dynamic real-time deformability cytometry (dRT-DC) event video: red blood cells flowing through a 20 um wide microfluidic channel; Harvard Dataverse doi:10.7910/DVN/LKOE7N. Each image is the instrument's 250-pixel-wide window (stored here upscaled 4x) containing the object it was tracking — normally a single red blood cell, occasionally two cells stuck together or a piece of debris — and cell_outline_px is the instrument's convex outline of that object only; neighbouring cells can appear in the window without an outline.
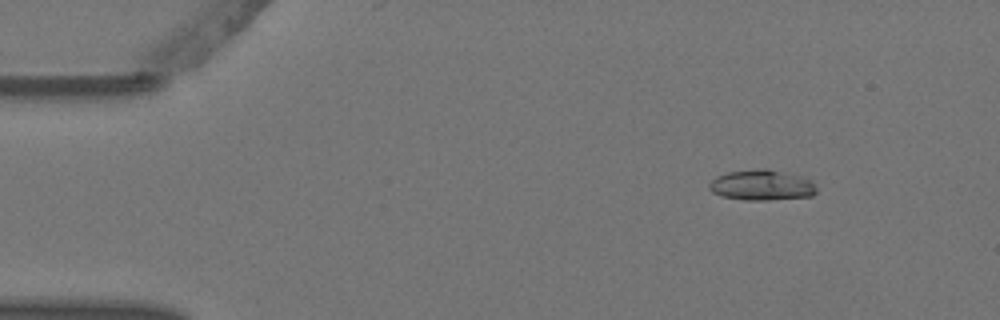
{"species": "Egyptian fruit bat (a non-hibernating species)", "species_latin": "Rousettus aegyptiacus", "temperature_condition": "warm", "stored_images_in_passage": 7, "camera_frame_rate_fps": 3000, "um_per_image_px": 0.085, "animal": {"sex": "female"}, "frame": {"image": 1, "passage_image": 1, "time_ms": 0.0, "image_size_px": [1000, 320], "cell_outline_px": [[816, 192], [812, 196], [768, 200], [744, 200], [720, 196], [712, 192], [708, 188], [708, 184], [716, 176], [728, 172], [760, 168], [768, 168], [800, 176], [812, 180], [816, 188]], "centroid_in_image_um": [64.73, 15.73], "position_along_channel_um": 20.3, "area_um2": 19.25}}
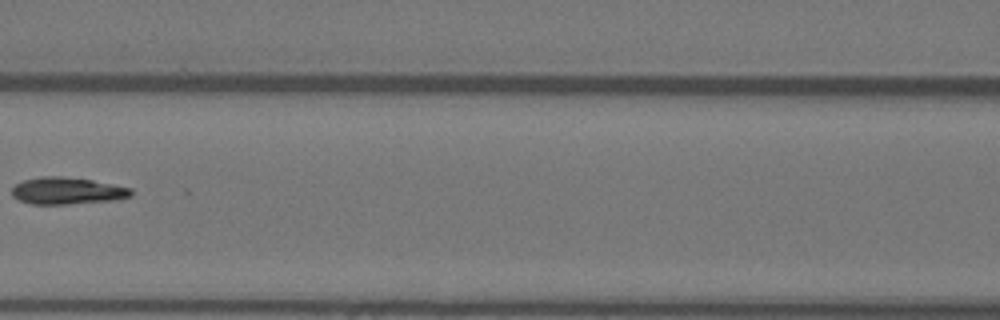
{"frame": {"image": 2, "passage_image": 6, "time_ms": 1.667, "image_size_px": [1000, 320], "cell_outline_px": [[132, 196], [112, 200], [68, 204], [32, 204], [20, 200], [12, 196], [12, 188], [16, 184], [24, 180], [40, 176], [60, 176], [92, 180], [132, 188]], "centroid_in_image_um": [5.7, 16.21], "position_along_channel_um": 160.9, "area_um2": 18.61}}
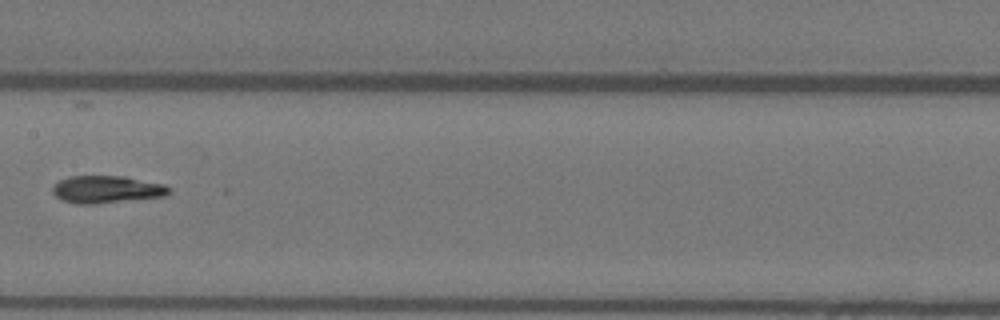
{"frame": {"image": 3, "passage_image": 7, "time_ms": 2.0, "image_size_px": [1000, 320], "cell_outline_px": [[168, 192], [164, 196], [96, 204], [76, 204], [64, 200], [56, 196], [52, 192], [52, 188], [60, 180], [68, 176], [124, 176], [164, 184], [168, 188]], "centroid_in_image_um": [9.03, 16.1], "position_along_channel_um": 198.4, "area_um2": 18.38}}